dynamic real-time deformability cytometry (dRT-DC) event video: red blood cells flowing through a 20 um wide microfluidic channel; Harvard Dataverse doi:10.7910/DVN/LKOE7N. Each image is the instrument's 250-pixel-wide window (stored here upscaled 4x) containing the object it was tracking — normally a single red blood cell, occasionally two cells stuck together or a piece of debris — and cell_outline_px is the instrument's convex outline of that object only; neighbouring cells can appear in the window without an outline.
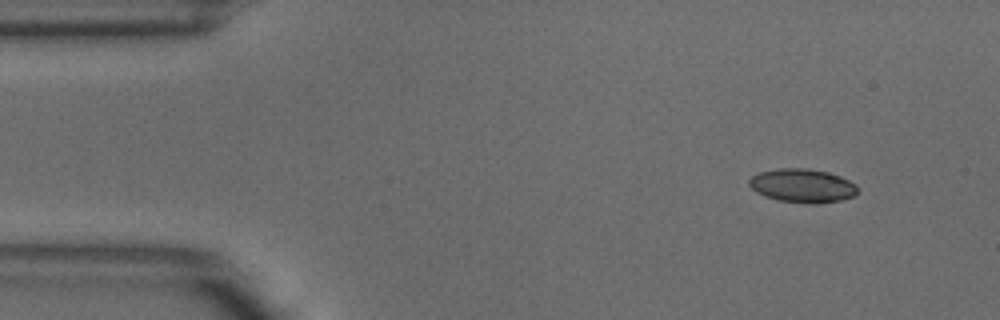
{"species": "common noctule bat (a hibernating species)", "species_latin": "Nyctalus noctula", "temperature_condition": "warm", "stored_images_in_passage": 3, "camera_frame_rate_fps": 3000, "um_per_image_px": 0.085, "animal": {"sex": "male", "body_mass_g": 18.8}, "frame": {"image": 1, "passage_image": 1, "time_ms": 0.0, "image_size_px": [1000, 320], "cell_outline_px": [[860, 188], [852, 196], [840, 200], [816, 204], [808, 204], [776, 200], [764, 196], [756, 192], [748, 184], [748, 180], [752, 176], [760, 172], [780, 168], [804, 168], [828, 172], [840, 176], [856, 184]], "centroid_in_image_um": [68.19, 15.79], "position_along_channel_um": 16.8, "area_um2": 21.39}}
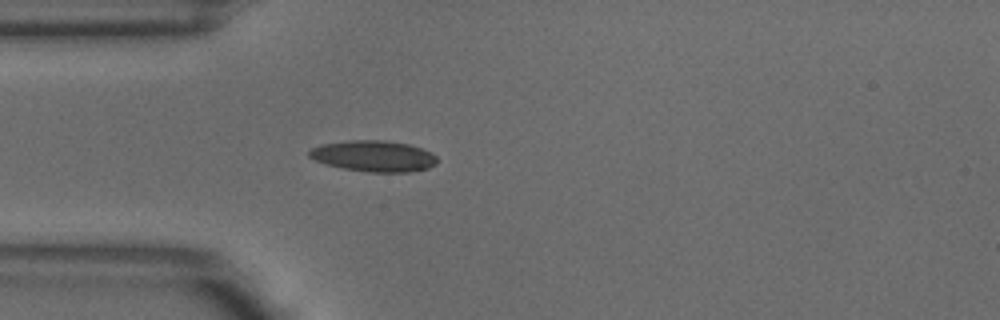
{"frame": {"image": 2, "passage_image": 3, "time_ms": 0.667, "image_size_px": [1000, 320], "cell_outline_px": [[436, 164], [428, 168], [408, 172], [368, 172], [344, 168], [324, 164], [308, 156], [308, 152], [312, 148], [320, 144], [352, 140], [384, 140], [408, 144], [432, 152], [436, 156]], "centroid_in_image_um": [31.76, 13.26], "position_along_channel_um": 53.2, "area_um2": 23.12}}